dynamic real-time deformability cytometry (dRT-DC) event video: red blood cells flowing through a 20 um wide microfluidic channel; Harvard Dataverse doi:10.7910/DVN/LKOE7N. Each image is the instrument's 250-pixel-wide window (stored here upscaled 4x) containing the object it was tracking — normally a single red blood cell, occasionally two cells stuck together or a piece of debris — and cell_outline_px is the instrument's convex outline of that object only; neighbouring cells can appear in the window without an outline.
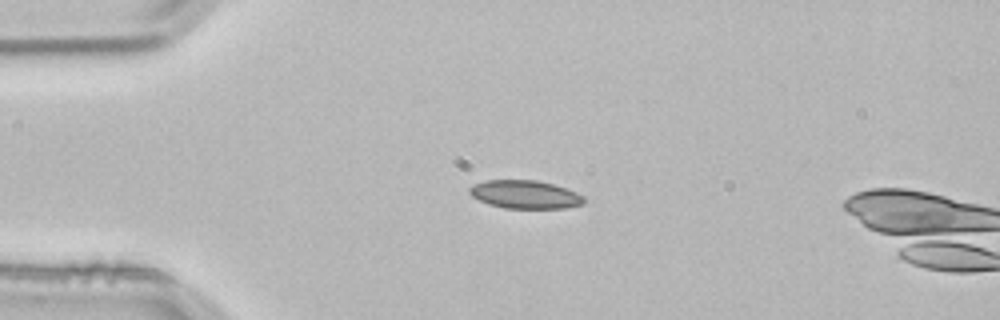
{"species": "common noctule bat (a hibernating species)", "species_latin": "Nyctalus noctula", "temperature_condition": "room temperature", "stored_images_in_passage": 3, "camera_frame_rate_fps": 3000, "um_per_image_px": 0.085, "animal": {"sex": "male", "body_mass_g": 21.5, "forearm_length_mm": 52.0}, "frame": {"image": 1, "passage_image": 2, "time_ms": 0.333, "image_size_px": [1000, 320], "cell_outline_px": [[584, 204], [564, 208], [504, 208], [488, 204], [472, 196], [468, 192], [468, 188], [472, 184], [484, 180], [536, 180], [552, 184], [576, 192], [584, 196]], "centroid_in_image_um": [44.59, 16.52], "position_along_channel_um": 40.4, "area_um2": 18.84}}